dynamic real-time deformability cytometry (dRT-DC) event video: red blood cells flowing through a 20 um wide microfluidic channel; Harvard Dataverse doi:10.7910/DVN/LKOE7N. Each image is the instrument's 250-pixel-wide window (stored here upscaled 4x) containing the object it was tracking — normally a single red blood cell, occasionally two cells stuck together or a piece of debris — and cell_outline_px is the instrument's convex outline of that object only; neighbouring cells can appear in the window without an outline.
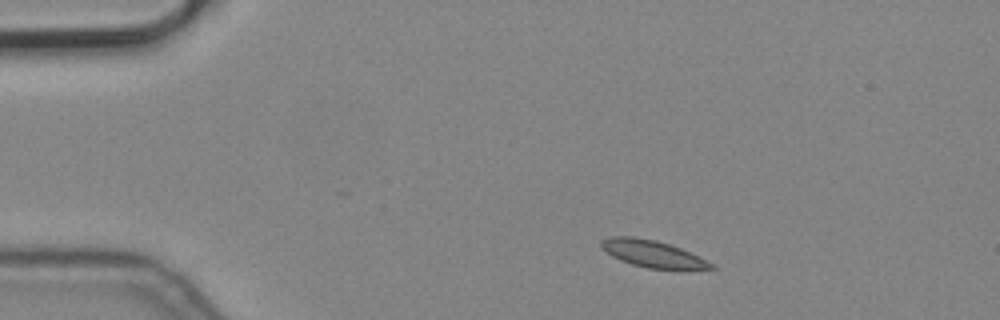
{"species": "common noctule bat (a hibernating species)", "species_latin": "Nyctalus noctula", "temperature_condition": "cold", "stored_images_in_passage": 3, "camera_frame_rate_fps": 3000, "um_per_image_px": 0.085, "animal": {"sex": "male", "body_mass_g": 19.2, "forearm_length_mm": 51.8}, "frame": {"image": 1, "passage_image": 1, "time_ms": 0.0, "image_size_px": [1000, 320], "cell_outline_px": [[716, 268], [688, 272], [684, 272], [648, 268], [632, 264], [620, 260], [612, 256], [600, 248], [600, 240], [608, 236], [632, 236], [656, 240], [680, 248], [700, 256], [716, 264]], "centroid_in_image_um": [55.57, 21.62], "position_along_channel_um": 29.4, "area_um2": 18.21}}